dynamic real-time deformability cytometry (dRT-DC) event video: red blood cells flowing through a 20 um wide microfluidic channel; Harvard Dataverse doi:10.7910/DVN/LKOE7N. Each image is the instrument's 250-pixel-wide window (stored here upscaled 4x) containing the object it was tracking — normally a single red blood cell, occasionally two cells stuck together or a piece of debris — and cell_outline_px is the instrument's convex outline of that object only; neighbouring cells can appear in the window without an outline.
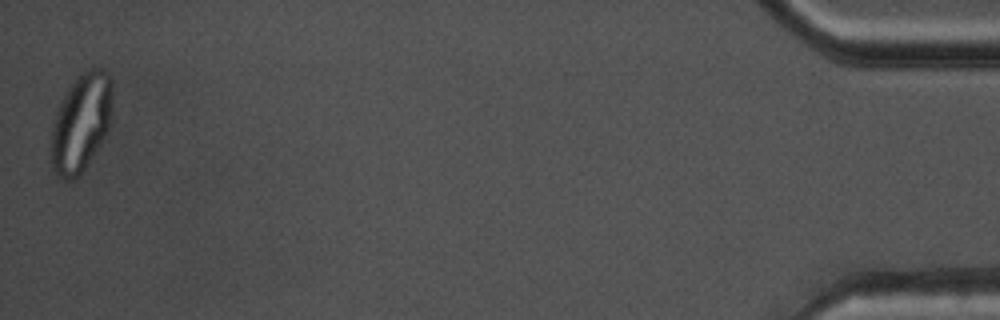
{"species": "common noctule bat (a hibernating species)", "species_latin": "Nyctalus noctula", "temperature_condition": "warm", "stored_images_in_passage": 42, "camera_frame_rate_fps": 3000, "um_per_image_px": 0.085, "animal": {"sex": "male", "body_mass_g": 17.5, "forearm_length_mm": 52.3}, "frame": {"image": 1, "passage_image": 42, "time_ms": 13.667, "image_size_px": [1000, 320], "cell_outline_px": [[112, 112], [108, 128], [104, 136], [84, 168], [76, 180], [64, 180], [52, 172], [52, 124], [56, 112], [68, 88], [88, 68], [104, 68], [108, 72], [112, 80]], "centroid_in_image_um": [6.9, 10.42], "position_along_channel_um": 428.3, "area_um2": 34.74}, "authors_computed_cell_mechanics": {"area_um2": 26.877, "velocity_mm_per_s": 3.7777, "shape_relaxation_time_tau1_ms": null, "shape_relaxation_time_tau2_ms": 0.8864, "deformation_change_tau1": null, "deformation_change_tau2": 0.0669}}